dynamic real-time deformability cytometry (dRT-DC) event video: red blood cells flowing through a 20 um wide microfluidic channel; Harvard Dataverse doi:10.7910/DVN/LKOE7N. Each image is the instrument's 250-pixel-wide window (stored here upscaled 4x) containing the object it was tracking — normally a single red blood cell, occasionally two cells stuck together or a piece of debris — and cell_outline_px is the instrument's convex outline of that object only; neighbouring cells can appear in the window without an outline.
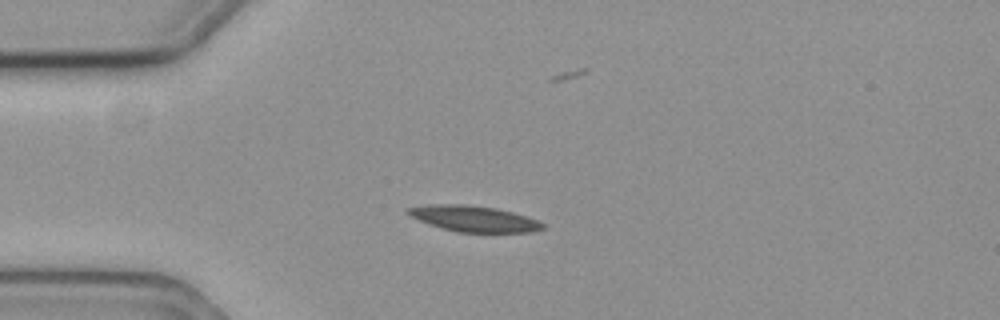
{"species": "common noctule bat (a hibernating species)", "species_latin": "Nyctalus noctula", "temperature_condition": "cold", "stored_images_in_passage": 6, "camera_frame_rate_fps": 3000, "um_per_image_px": 0.085, "animal": {"sex": "female", "body_mass_g": 19.3, "forearm_length_mm": 54.1}, "frame": {"image": 1, "passage_image": 1, "time_ms": 0.0, "image_size_px": [1000, 320], "cell_outline_px": [[544, 228], [532, 232], [456, 232], [440, 228], [428, 224], [404, 212], [408, 208], [428, 204], [468, 204], [496, 208], [528, 216], [540, 220], [544, 224]], "centroid_in_image_um": [40.3, 18.58], "position_along_channel_um": 44.7, "area_um2": 20.52}}